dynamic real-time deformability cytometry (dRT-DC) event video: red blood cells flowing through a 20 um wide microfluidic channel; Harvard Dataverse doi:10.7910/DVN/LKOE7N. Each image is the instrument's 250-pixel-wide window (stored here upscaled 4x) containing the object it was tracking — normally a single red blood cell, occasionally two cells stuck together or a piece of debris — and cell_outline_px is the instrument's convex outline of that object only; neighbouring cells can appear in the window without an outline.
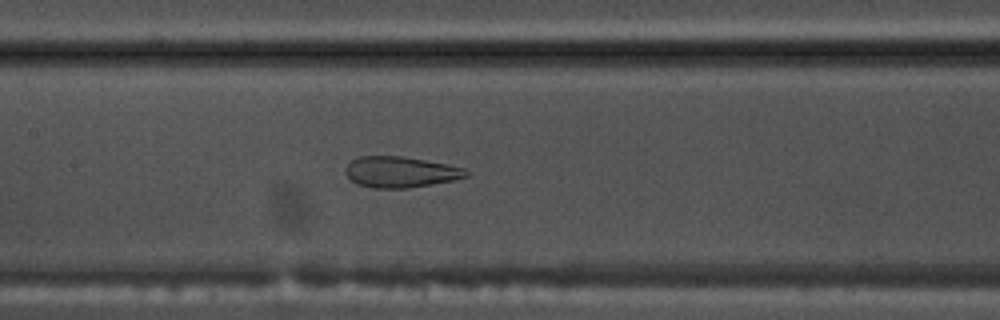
{"species": "common noctule bat (a hibernating species)", "species_latin": "Nyctalus noctula", "temperature_condition": "warm", "stored_images_in_passage": 47, "camera_frame_rate_fps": 3000, "um_per_image_px": 0.085, "animal": {"sex": "male", "body_mass_g": 17.5, "forearm_length_mm": 52.3}, "frame": {"image": 1, "passage_image": 19, "time_ms": 6.0, "image_size_px": [1000, 320], "cell_outline_px": [[468, 176], [456, 180], [408, 188], [372, 188], [356, 184], [344, 172], [344, 168], [356, 156], [400, 156], [424, 160], [464, 168], [468, 172]], "centroid_in_image_um": [34.0, 14.63], "position_along_channel_um": 173.4, "area_um2": 21.73}}
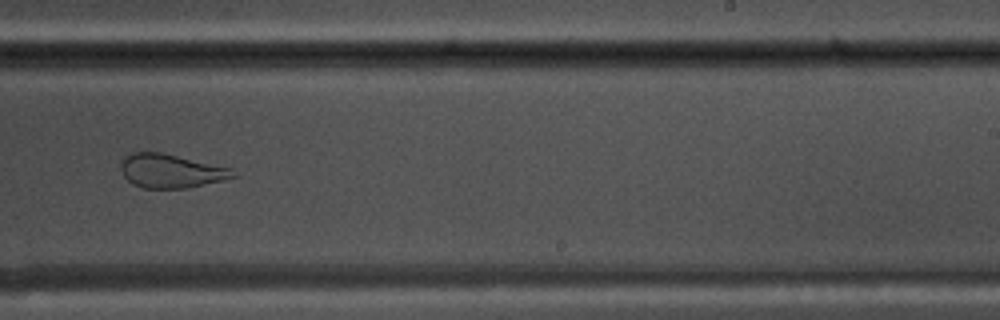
{"frame": {"image": 2, "passage_image": 27, "time_ms": 8.667, "image_size_px": [1000, 320], "cell_outline_px": [[236, 176], [188, 188], [144, 188], [132, 184], [124, 176], [120, 168], [120, 164], [124, 156], [132, 152], [160, 152], [232, 168]], "centroid_in_image_um": [14.47, 14.53], "position_along_channel_um": 274.5, "area_um2": 21.91}}
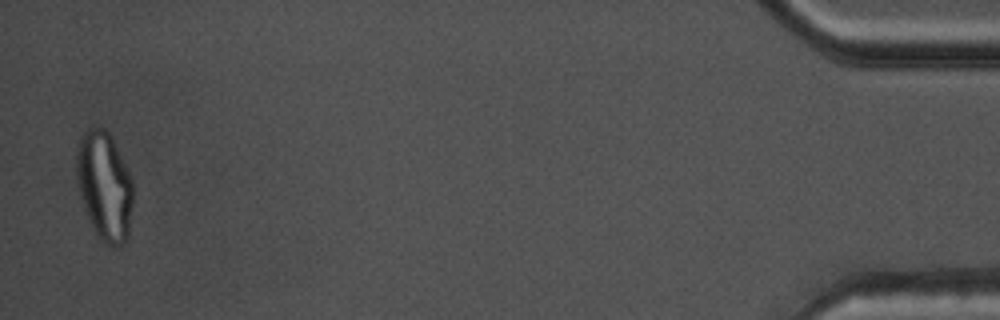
{"frame": {"image": 3, "passage_image": 46, "time_ms": 15.0, "image_size_px": [1000, 320], "cell_outline_px": [[132, 204], [128, 236], [124, 244], [108, 244], [100, 240], [96, 236], [92, 228], [80, 196], [76, 180], [76, 152], [80, 136], [88, 128], [100, 124], [108, 132], [132, 180]], "centroid_in_image_um": [8.84, 15.79], "position_along_channel_um": 426.4, "area_um2": 35.72}}